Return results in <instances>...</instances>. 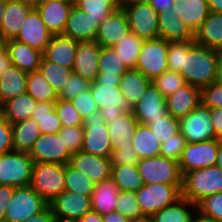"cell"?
Returning <instances> with one entry per match:
<instances>
[{
	"instance_id": "6da1fadb",
	"label": "cell",
	"mask_w": 222,
	"mask_h": 222,
	"mask_svg": "<svg viewBox=\"0 0 222 222\" xmlns=\"http://www.w3.org/2000/svg\"><path fill=\"white\" fill-rule=\"evenodd\" d=\"M222 53L194 43L188 53H184V67L179 72L186 84L203 89L219 80Z\"/></svg>"
},
{
	"instance_id": "7a4b0ae2",
	"label": "cell",
	"mask_w": 222,
	"mask_h": 222,
	"mask_svg": "<svg viewBox=\"0 0 222 222\" xmlns=\"http://www.w3.org/2000/svg\"><path fill=\"white\" fill-rule=\"evenodd\" d=\"M218 192H222V170L216 165L189 171L182 177L181 197L195 205Z\"/></svg>"
},
{
	"instance_id": "3957f363",
	"label": "cell",
	"mask_w": 222,
	"mask_h": 222,
	"mask_svg": "<svg viewBox=\"0 0 222 222\" xmlns=\"http://www.w3.org/2000/svg\"><path fill=\"white\" fill-rule=\"evenodd\" d=\"M182 185L163 183L144 185L135 194L142 214L150 218L166 206L174 204L181 198Z\"/></svg>"
},
{
	"instance_id": "277c9868",
	"label": "cell",
	"mask_w": 222,
	"mask_h": 222,
	"mask_svg": "<svg viewBox=\"0 0 222 222\" xmlns=\"http://www.w3.org/2000/svg\"><path fill=\"white\" fill-rule=\"evenodd\" d=\"M64 165L34 163L30 186L49 204L64 191Z\"/></svg>"
},
{
	"instance_id": "5b68a950",
	"label": "cell",
	"mask_w": 222,
	"mask_h": 222,
	"mask_svg": "<svg viewBox=\"0 0 222 222\" xmlns=\"http://www.w3.org/2000/svg\"><path fill=\"white\" fill-rule=\"evenodd\" d=\"M34 160L29 153L12 151L0 154V185H30Z\"/></svg>"
},
{
	"instance_id": "8992f818",
	"label": "cell",
	"mask_w": 222,
	"mask_h": 222,
	"mask_svg": "<svg viewBox=\"0 0 222 222\" xmlns=\"http://www.w3.org/2000/svg\"><path fill=\"white\" fill-rule=\"evenodd\" d=\"M137 166L144 185H182L183 176L179 164L173 159L163 156L140 159Z\"/></svg>"
},
{
	"instance_id": "52a82bcc",
	"label": "cell",
	"mask_w": 222,
	"mask_h": 222,
	"mask_svg": "<svg viewBox=\"0 0 222 222\" xmlns=\"http://www.w3.org/2000/svg\"><path fill=\"white\" fill-rule=\"evenodd\" d=\"M130 32L143 40L159 38L158 13L148 1L133 2L122 6Z\"/></svg>"
},
{
	"instance_id": "ba28073f",
	"label": "cell",
	"mask_w": 222,
	"mask_h": 222,
	"mask_svg": "<svg viewBox=\"0 0 222 222\" xmlns=\"http://www.w3.org/2000/svg\"><path fill=\"white\" fill-rule=\"evenodd\" d=\"M48 205L30 185L16 187L7 205L4 222H23Z\"/></svg>"
},
{
	"instance_id": "9c48e42d",
	"label": "cell",
	"mask_w": 222,
	"mask_h": 222,
	"mask_svg": "<svg viewBox=\"0 0 222 222\" xmlns=\"http://www.w3.org/2000/svg\"><path fill=\"white\" fill-rule=\"evenodd\" d=\"M83 145L81 151L110 158L112 144L100 110L83 119Z\"/></svg>"
},
{
	"instance_id": "30bf717a",
	"label": "cell",
	"mask_w": 222,
	"mask_h": 222,
	"mask_svg": "<svg viewBox=\"0 0 222 222\" xmlns=\"http://www.w3.org/2000/svg\"><path fill=\"white\" fill-rule=\"evenodd\" d=\"M90 90L106 124L123 113H132L133 106L122 95L119 87L93 82L90 84Z\"/></svg>"
},
{
	"instance_id": "8fae6325",
	"label": "cell",
	"mask_w": 222,
	"mask_h": 222,
	"mask_svg": "<svg viewBox=\"0 0 222 222\" xmlns=\"http://www.w3.org/2000/svg\"><path fill=\"white\" fill-rule=\"evenodd\" d=\"M179 130L187 143H199L217 139L211 120L210 108L201 103L179 119Z\"/></svg>"
},
{
	"instance_id": "7c38bea8",
	"label": "cell",
	"mask_w": 222,
	"mask_h": 222,
	"mask_svg": "<svg viewBox=\"0 0 222 222\" xmlns=\"http://www.w3.org/2000/svg\"><path fill=\"white\" fill-rule=\"evenodd\" d=\"M168 41L163 38L144 40L135 69L153 80L168 70Z\"/></svg>"
},
{
	"instance_id": "4fadbf2b",
	"label": "cell",
	"mask_w": 222,
	"mask_h": 222,
	"mask_svg": "<svg viewBox=\"0 0 222 222\" xmlns=\"http://www.w3.org/2000/svg\"><path fill=\"white\" fill-rule=\"evenodd\" d=\"M221 143L219 139L186 143L178 161L182 176L189 171L215 165Z\"/></svg>"
},
{
	"instance_id": "5bb4252c",
	"label": "cell",
	"mask_w": 222,
	"mask_h": 222,
	"mask_svg": "<svg viewBox=\"0 0 222 222\" xmlns=\"http://www.w3.org/2000/svg\"><path fill=\"white\" fill-rule=\"evenodd\" d=\"M29 155L34 163H58L62 165L68 164L72 156L59 133L40 134Z\"/></svg>"
},
{
	"instance_id": "9a60e30c",
	"label": "cell",
	"mask_w": 222,
	"mask_h": 222,
	"mask_svg": "<svg viewBox=\"0 0 222 222\" xmlns=\"http://www.w3.org/2000/svg\"><path fill=\"white\" fill-rule=\"evenodd\" d=\"M132 113L139 124L148 126L152 120L161 119L168 113L166 98L151 83L139 102L133 106Z\"/></svg>"
},
{
	"instance_id": "2e32d148",
	"label": "cell",
	"mask_w": 222,
	"mask_h": 222,
	"mask_svg": "<svg viewBox=\"0 0 222 222\" xmlns=\"http://www.w3.org/2000/svg\"><path fill=\"white\" fill-rule=\"evenodd\" d=\"M49 205L55 218L79 220L92 210L91 197L70 191L61 192Z\"/></svg>"
},
{
	"instance_id": "e0dca14e",
	"label": "cell",
	"mask_w": 222,
	"mask_h": 222,
	"mask_svg": "<svg viewBox=\"0 0 222 222\" xmlns=\"http://www.w3.org/2000/svg\"><path fill=\"white\" fill-rule=\"evenodd\" d=\"M52 36L53 34L48 30L34 7L24 20L23 26L14 40L43 52L50 43Z\"/></svg>"
},
{
	"instance_id": "ac0fdd59",
	"label": "cell",
	"mask_w": 222,
	"mask_h": 222,
	"mask_svg": "<svg viewBox=\"0 0 222 222\" xmlns=\"http://www.w3.org/2000/svg\"><path fill=\"white\" fill-rule=\"evenodd\" d=\"M69 164L85 174L94 184L111 177L110 158L78 151L72 154Z\"/></svg>"
},
{
	"instance_id": "d6986e66",
	"label": "cell",
	"mask_w": 222,
	"mask_h": 222,
	"mask_svg": "<svg viewBox=\"0 0 222 222\" xmlns=\"http://www.w3.org/2000/svg\"><path fill=\"white\" fill-rule=\"evenodd\" d=\"M130 33L124 9L120 6L100 23L95 41L100 46L112 47Z\"/></svg>"
},
{
	"instance_id": "ffe728a7",
	"label": "cell",
	"mask_w": 222,
	"mask_h": 222,
	"mask_svg": "<svg viewBox=\"0 0 222 222\" xmlns=\"http://www.w3.org/2000/svg\"><path fill=\"white\" fill-rule=\"evenodd\" d=\"M101 46L96 41L78 42L73 73L90 83L95 82L99 74L98 59Z\"/></svg>"
},
{
	"instance_id": "44dd1931",
	"label": "cell",
	"mask_w": 222,
	"mask_h": 222,
	"mask_svg": "<svg viewBox=\"0 0 222 222\" xmlns=\"http://www.w3.org/2000/svg\"><path fill=\"white\" fill-rule=\"evenodd\" d=\"M75 2L36 1L34 7L53 35L63 34L67 19Z\"/></svg>"
},
{
	"instance_id": "7402d4cb",
	"label": "cell",
	"mask_w": 222,
	"mask_h": 222,
	"mask_svg": "<svg viewBox=\"0 0 222 222\" xmlns=\"http://www.w3.org/2000/svg\"><path fill=\"white\" fill-rule=\"evenodd\" d=\"M98 27V20L73 5L63 35L77 42L95 41Z\"/></svg>"
},
{
	"instance_id": "603a6c76",
	"label": "cell",
	"mask_w": 222,
	"mask_h": 222,
	"mask_svg": "<svg viewBox=\"0 0 222 222\" xmlns=\"http://www.w3.org/2000/svg\"><path fill=\"white\" fill-rule=\"evenodd\" d=\"M34 8V3L27 0H7L0 31L7 40L15 39L24 20Z\"/></svg>"
},
{
	"instance_id": "cb8c5ba5",
	"label": "cell",
	"mask_w": 222,
	"mask_h": 222,
	"mask_svg": "<svg viewBox=\"0 0 222 222\" xmlns=\"http://www.w3.org/2000/svg\"><path fill=\"white\" fill-rule=\"evenodd\" d=\"M78 42L63 34L53 35L50 43L42 52L46 61L73 69Z\"/></svg>"
},
{
	"instance_id": "d4e9b609",
	"label": "cell",
	"mask_w": 222,
	"mask_h": 222,
	"mask_svg": "<svg viewBox=\"0 0 222 222\" xmlns=\"http://www.w3.org/2000/svg\"><path fill=\"white\" fill-rule=\"evenodd\" d=\"M200 103V89L189 84H185L166 97L167 111L171 116L177 119L187 115Z\"/></svg>"
},
{
	"instance_id": "484cf974",
	"label": "cell",
	"mask_w": 222,
	"mask_h": 222,
	"mask_svg": "<svg viewBox=\"0 0 222 222\" xmlns=\"http://www.w3.org/2000/svg\"><path fill=\"white\" fill-rule=\"evenodd\" d=\"M173 10L189 29L195 33L208 17L210 9L207 0H175Z\"/></svg>"
},
{
	"instance_id": "4316f807",
	"label": "cell",
	"mask_w": 222,
	"mask_h": 222,
	"mask_svg": "<svg viewBox=\"0 0 222 222\" xmlns=\"http://www.w3.org/2000/svg\"><path fill=\"white\" fill-rule=\"evenodd\" d=\"M138 124L139 122L136 120L133 113H123L121 116L107 123L106 126L109 132L112 149L132 146V137Z\"/></svg>"
},
{
	"instance_id": "83f0119b",
	"label": "cell",
	"mask_w": 222,
	"mask_h": 222,
	"mask_svg": "<svg viewBox=\"0 0 222 222\" xmlns=\"http://www.w3.org/2000/svg\"><path fill=\"white\" fill-rule=\"evenodd\" d=\"M7 50L9 52L12 65L27 73L39 69L42 52L36 48L18 42L14 39L7 41Z\"/></svg>"
},
{
	"instance_id": "f1b7e54d",
	"label": "cell",
	"mask_w": 222,
	"mask_h": 222,
	"mask_svg": "<svg viewBox=\"0 0 222 222\" xmlns=\"http://www.w3.org/2000/svg\"><path fill=\"white\" fill-rule=\"evenodd\" d=\"M159 38L168 42L194 39V33L175 15L173 9L158 13Z\"/></svg>"
},
{
	"instance_id": "f546056e",
	"label": "cell",
	"mask_w": 222,
	"mask_h": 222,
	"mask_svg": "<svg viewBox=\"0 0 222 222\" xmlns=\"http://www.w3.org/2000/svg\"><path fill=\"white\" fill-rule=\"evenodd\" d=\"M196 43L222 53V13L210 11L200 28L194 33Z\"/></svg>"
},
{
	"instance_id": "4dcf8cb0",
	"label": "cell",
	"mask_w": 222,
	"mask_h": 222,
	"mask_svg": "<svg viewBox=\"0 0 222 222\" xmlns=\"http://www.w3.org/2000/svg\"><path fill=\"white\" fill-rule=\"evenodd\" d=\"M114 180L110 177L94 185L91 198L92 210L101 216L116 210V197L119 194Z\"/></svg>"
},
{
	"instance_id": "1f68e13d",
	"label": "cell",
	"mask_w": 222,
	"mask_h": 222,
	"mask_svg": "<svg viewBox=\"0 0 222 222\" xmlns=\"http://www.w3.org/2000/svg\"><path fill=\"white\" fill-rule=\"evenodd\" d=\"M27 75L14 65L0 75L1 106L7 100L27 92Z\"/></svg>"
},
{
	"instance_id": "d6a6232c",
	"label": "cell",
	"mask_w": 222,
	"mask_h": 222,
	"mask_svg": "<svg viewBox=\"0 0 222 222\" xmlns=\"http://www.w3.org/2000/svg\"><path fill=\"white\" fill-rule=\"evenodd\" d=\"M152 80L136 69H128L121 77L119 89L134 106L139 102Z\"/></svg>"
},
{
	"instance_id": "836d02e7",
	"label": "cell",
	"mask_w": 222,
	"mask_h": 222,
	"mask_svg": "<svg viewBox=\"0 0 222 222\" xmlns=\"http://www.w3.org/2000/svg\"><path fill=\"white\" fill-rule=\"evenodd\" d=\"M37 106V101L27 92L12 99L7 100L1 106L5 117L10 124L31 119L33 110Z\"/></svg>"
},
{
	"instance_id": "e575fe53",
	"label": "cell",
	"mask_w": 222,
	"mask_h": 222,
	"mask_svg": "<svg viewBox=\"0 0 222 222\" xmlns=\"http://www.w3.org/2000/svg\"><path fill=\"white\" fill-rule=\"evenodd\" d=\"M14 151L29 153L41 131L34 119L11 124Z\"/></svg>"
},
{
	"instance_id": "d590c367",
	"label": "cell",
	"mask_w": 222,
	"mask_h": 222,
	"mask_svg": "<svg viewBox=\"0 0 222 222\" xmlns=\"http://www.w3.org/2000/svg\"><path fill=\"white\" fill-rule=\"evenodd\" d=\"M132 147L140 159L158 157L160 156L161 142L148 126L138 124L132 137Z\"/></svg>"
},
{
	"instance_id": "8d00e7d4",
	"label": "cell",
	"mask_w": 222,
	"mask_h": 222,
	"mask_svg": "<svg viewBox=\"0 0 222 222\" xmlns=\"http://www.w3.org/2000/svg\"><path fill=\"white\" fill-rule=\"evenodd\" d=\"M189 208L197 210L195 209L197 208V205L193 204L186 198L181 197L174 204L166 206L153 214L150 219L153 222H192L193 215Z\"/></svg>"
},
{
	"instance_id": "74e56055",
	"label": "cell",
	"mask_w": 222,
	"mask_h": 222,
	"mask_svg": "<svg viewBox=\"0 0 222 222\" xmlns=\"http://www.w3.org/2000/svg\"><path fill=\"white\" fill-rule=\"evenodd\" d=\"M31 119L38 122L41 134L58 133L62 128L61 121L55 110V102H37Z\"/></svg>"
},
{
	"instance_id": "f35d334b",
	"label": "cell",
	"mask_w": 222,
	"mask_h": 222,
	"mask_svg": "<svg viewBox=\"0 0 222 222\" xmlns=\"http://www.w3.org/2000/svg\"><path fill=\"white\" fill-rule=\"evenodd\" d=\"M111 178L118 189L124 192H136L144 186L137 165H119L111 167Z\"/></svg>"
},
{
	"instance_id": "ab89813d",
	"label": "cell",
	"mask_w": 222,
	"mask_h": 222,
	"mask_svg": "<svg viewBox=\"0 0 222 222\" xmlns=\"http://www.w3.org/2000/svg\"><path fill=\"white\" fill-rule=\"evenodd\" d=\"M27 93L37 102H56L58 100L57 92L49 85L39 70L28 73Z\"/></svg>"
},
{
	"instance_id": "60d3db41",
	"label": "cell",
	"mask_w": 222,
	"mask_h": 222,
	"mask_svg": "<svg viewBox=\"0 0 222 222\" xmlns=\"http://www.w3.org/2000/svg\"><path fill=\"white\" fill-rule=\"evenodd\" d=\"M144 40L130 32L112 48L128 69H135Z\"/></svg>"
},
{
	"instance_id": "b9f144b4",
	"label": "cell",
	"mask_w": 222,
	"mask_h": 222,
	"mask_svg": "<svg viewBox=\"0 0 222 222\" xmlns=\"http://www.w3.org/2000/svg\"><path fill=\"white\" fill-rule=\"evenodd\" d=\"M38 70L57 94L73 74L72 69L63 67L51 61H46L43 57Z\"/></svg>"
},
{
	"instance_id": "7bdbcfd3",
	"label": "cell",
	"mask_w": 222,
	"mask_h": 222,
	"mask_svg": "<svg viewBox=\"0 0 222 222\" xmlns=\"http://www.w3.org/2000/svg\"><path fill=\"white\" fill-rule=\"evenodd\" d=\"M64 190L74 192L77 194H82L92 198L94 191V183L89 180V178L74 169L69 163L64 165Z\"/></svg>"
},
{
	"instance_id": "ee69618b",
	"label": "cell",
	"mask_w": 222,
	"mask_h": 222,
	"mask_svg": "<svg viewBox=\"0 0 222 222\" xmlns=\"http://www.w3.org/2000/svg\"><path fill=\"white\" fill-rule=\"evenodd\" d=\"M74 5L98 20V25L120 7L118 0H75Z\"/></svg>"
},
{
	"instance_id": "f6af8a7d",
	"label": "cell",
	"mask_w": 222,
	"mask_h": 222,
	"mask_svg": "<svg viewBox=\"0 0 222 222\" xmlns=\"http://www.w3.org/2000/svg\"><path fill=\"white\" fill-rule=\"evenodd\" d=\"M98 68L99 73H106V75H123L128 70L117 52L112 47L105 46H101Z\"/></svg>"
},
{
	"instance_id": "bcb514c9",
	"label": "cell",
	"mask_w": 222,
	"mask_h": 222,
	"mask_svg": "<svg viewBox=\"0 0 222 222\" xmlns=\"http://www.w3.org/2000/svg\"><path fill=\"white\" fill-rule=\"evenodd\" d=\"M116 210L132 222L146 218L142 214L135 192L120 191L116 197Z\"/></svg>"
},
{
	"instance_id": "7dc6e473",
	"label": "cell",
	"mask_w": 222,
	"mask_h": 222,
	"mask_svg": "<svg viewBox=\"0 0 222 222\" xmlns=\"http://www.w3.org/2000/svg\"><path fill=\"white\" fill-rule=\"evenodd\" d=\"M194 39L168 42L167 66L168 70L180 72L184 67V53H188Z\"/></svg>"
},
{
	"instance_id": "c3c4849f",
	"label": "cell",
	"mask_w": 222,
	"mask_h": 222,
	"mask_svg": "<svg viewBox=\"0 0 222 222\" xmlns=\"http://www.w3.org/2000/svg\"><path fill=\"white\" fill-rule=\"evenodd\" d=\"M148 127L161 143L173 138V135L180 131L179 119L174 118L169 113L161 119L152 120Z\"/></svg>"
},
{
	"instance_id": "681fc988",
	"label": "cell",
	"mask_w": 222,
	"mask_h": 222,
	"mask_svg": "<svg viewBox=\"0 0 222 222\" xmlns=\"http://www.w3.org/2000/svg\"><path fill=\"white\" fill-rule=\"evenodd\" d=\"M152 83L165 98L186 84L184 77L179 72L170 70L154 78Z\"/></svg>"
},
{
	"instance_id": "f907efd6",
	"label": "cell",
	"mask_w": 222,
	"mask_h": 222,
	"mask_svg": "<svg viewBox=\"0 0 222 222\" xmlns=\"http://www.w3.org/2000/svg\"><path fill=\"white\" fill-rule=\"evenodd\" d=\"M55 110L61 121L62 127L83 125L82 117L70 100L58 99L55 102Z\"/></svg>"
},
{
	"instance_id": "816d5d0a",
	"label": "cell",
	"mask_w": 222,
	"mask_h": 222,
	"mask_svg": "<svg viewBox=\"0 0 222 222\" xmlns=\"http://www.w3.org/2000/svg\"><path fill=\"white\" fill-rule=\"evenodd\" d=\"M196 212L222 222V192L205 197L197 204Z\"/></svg>"
},
{
	"instance_id": "f5cc1de1",
	"label": "cell",
	"mask_w": 222,
	"mask_h": 222,
	"mask_svg": "<svg viewBox=\"0 0 222 222\" xmlns=\"http://www.w3.org/2000/svg\"><path fill=\"white\" fill-rule=\"evenodd\" d=\"M58 133L71 154L81 151L84 134L82 125L62 127Z\"/></svg>"
},
{
	"instance_id": "db71d44e",
	"label": "cell",
	"mask_w": 222,
	"mask_h": 222,
	"mask_svg": "<svg viewBox=\"0 0 222 222\" xmlns=\"http://www.w3.org/2000/svg\"><path fill=\"white\" fill-rule=\"evenodd\" d=\"M90 84L91 83L89 81L73 73L71 77L67 80L65 86L58 93V99L71 100L73 97L80 94L81 92L89 90Z\"/></svg>"
},
{
	"instance_id": "11a10c76",
	"label": "cell",
	"mask_w": 222,
	"mask_h": 222,
	"mask_svg": "<svg viewBox=\"0 0 222 222\" xmlns=\"http://www.w3.org/2000/svg\"><path fill=\"white\" fill-rule=\"evenodd\" d=\"M201 104L209 108H222V81L219 79L200 90Z\"/></svg>"
},
{
	"instance_id": "9f6ffc18",
	"label": "cell",
	"mask_w": 222,
	"mask_h": 222,
	"mask_svg": "<svg viewBox=\"0 0 222 222\" xmlns=\"http://www.w3.org/2000/svg\"><path fill=\"white\" fill-rule=\"evenodd\" d=\"M186 143L185 137L179 131L173 135V138L161 143L160 156L167 157L178 162Z\"/></svg>"
},
{
	"instance_id": "6f0895ef",
	"label": "cell",
	"mask_w": 222,
	"mask_h": 222,
	"mask_svg": "<svg viewBox=\"0 0 222 222\" xmlns=\"http://www.w3.org/2000/svg\"><path fill=\"white\" fill-rule=\"evenodd\" d=\"M82 119L99 110L97 103L92 97L91 90L83 91L70 100Z\"/></svg>"
},
{
	"instance_id": "680465c9",
	"label": "cell",
	"mask_w": 222,
	"mask_h": 222,
	"mask_svg": "<svg viewBox=\"0 0 222 222\" xmlns=\"http://www.w3.org/2000/svg\"><path fill=\"white\" fill-rule=\"evenodd\" d=\"M139 161L140 158L132 146H124L118 149H112L110 155L111 167L119 165H137Z\"/></svg>"
},
{
	"instance_id": "91938a15",
	"label": "cell",
	"mask_w": 222,
	"mask_h": 222,
	"mask_svg": "<svg viewBox=\"0 0 222 222\" xmlns=\"http://www.w3.org/2000/svg\"><path fill=\"white\" fill-rule=\"evenodd\" d=\"M14 151L12 125L0 109V154Z\"/></svg>"
},
{
	"instance_id": "94428289",
	"label": "cell",
	"mask_w": 222,
	"mask_h": 222,
	"mask_svg": "<svg viewBox=\"0 0 222 222\" xmlns=\"http://www.w3.org/2000/svg\"><path fill=\"white\" fill-rule=\"evenodd\" d=\"M16 187L8 185H0V222H4L7 205L12 198Z\"/></svg>"
},
{
	"instance_id": "6125c7cd",
	"label": "cell",
	"mask_w": 222,
	"mask_h": 222,
	"mask_svg": "<svg viewBox=\"0 0 222 222\" xmlns=\"http://www.w3.org/2000/svg\"><path fill=\"white\" fill-rule=\"evenodd\" d=\"M210 115L216 138L222 140V108H210Z\"/></svg>"
},
{
	"instance_id": "be15d7a7",
	"label": "cell",
	"mask_w": 222,
	"mask_h": 222,
	"mask_svg": "<svg viewBox=\"0 0 222 222\" xmlns=\"http://www.w3.org/2000/svg\"><path fill=\"white\" fill-rule=\"evenodd\" d=\"M54 220L55 216L53 214V210L51 206L48 205L44 210L35 215H32L23 222H54Z\"/></svg>"
},
{
	"instance_id": "e7e4bbea",
	"label": "cell",
	"mask_w": 222,
	"mask_h": 222,
	"mask_svg": "<svg viewBox=\"0 0 222 222\" xmlns=\"http://www.w3.org/2000/svg\"><path fill=\"white\" fill-rule=\"evenodd\" d=\"M122 75H106V73H99L95 82L100 85H114L119 87Z\"/></svg>"
},
{
	"instance_id": "03108f58",
	"label": "cell",
	"mask_w": 222,
	"mask_h": 222,
	"mask_svg": "<svg viewBox=\"0 0 222 222\" xmlns=\"http://www.w3.org/2000/svg\"><path fill=\"white\" fill-rule=\"evenodd\" d=\"M157 13H167L169 9H173L175 0H147Z\"/></svg>"
},
{
	"instance_id": "003e7915",
	"label": "cell",
	"mask_w": 222,
	"mask_h": 222,
	"mask_svg": "<svg viewBox=\"0 0 222 222\" xmlns=\"http://www.w3.org/2000/svg\"><path fill=\"white\" fill-rule=\"evenodd\" d=\"M104 222H132L117 210L102 216Z\"/></svg>"
},
{
	"instance_id": "a7ac6f4b",
	"label": "cell",
	"mask_w": 222,
	"mask_h": 222,
	"mask_svg": "<svg viewBox=\"0 0 222 222\" xmlns=\"http://www.w3.org/2000/svg\"><path fill=\"white\" fill-rule=\"evenodd\" d=\"M11 65L12 61L6 48L0 52V75L3 74Z\"/></svg>"
},
{
	"instance_id": "89a4df30",
	"label": "cell",
	"mask_w": 222,
	"mask_h": 222,
	"mask_svg": "<svg viewBox=\"0 0 222 222\" xmlns=\"http://www.w3.org/2000/svg\"><path fill=\"white\" fill-rule=\"evenodd\" d=\"M79 222H104L103 217L93 210L87 212L82 218L78 220Z\"/></svg>"
},
{
	"instance_id": "2644e50d",
	"label": "cell",
	"mask_w": 222,
	"mask_h": 222,
	"mask_svg": "<svg viewBox=\"0 0 222 222\" xmlns=\"http://www.w3.org/2000/svg\"><path fill=\"white\" fill-rule=\"evenodd\" d=\"M210 11L222 13V0H207Z\"/></svg>"
},
{
	"instance_id": "8c879c8a",
	"label": "cell",
	"mask_w": 222,
	"mask_h": 222,
	"mask_svg": "<svg viewBox=\"0 0 222 222\" xmlns=\"http://www.w3.org/2000/svg\"><path fill=\"white\" fill-rule=\"evenodd\" d=\"M195 215H193V217H192V222H218L213 218H209V217L202 215L200 212H197V214H195Z\"/></svg>"
},
{
	"instance_id": "753ad0ef",
	"label": "cell",
	"mask_w": 222,
	"mask_h": 222,
	"mask_svg": "<svg viewBox=\"0 0 222 222\" xmlns=\"http://www.w3.org/2000/svg\"><path fill=\"white\" fill-rule=\"evenodd\" d=\"M215 165L222 170V143L219 146V151L217 154V159Z\"/></svg>"
},
{
	"instance_id": "34e18365",
	"label": "cell",
	"mask_w": 222,
	"mask_h": 222,
	"mask_svg": "<svg viewBox=\"0 0 222 222\" xmlns=\"http://www.w3.org/2000/svg\"><path fill=\"white\" fill-rule=\"evenodd\" d=\"M6 5H7V0H0V27H1Z\"/></svg>"
},
{
	"instance_id": "11e5206c",
	"label": "cell",
	"mask_w": 222,
	"mask_h": 222,
	"mask_svg": "<svg viewBox=\"0 0 222 222\" xmlns=\"http://www.w3.org/2000/svg\"><path fill=\"white\" fill-rule=\"evenodd\" d=\"M7 39L3 36L0 31V52L7 48Z\"/></svg>"
},
{
	"instance_id": "2a66077c",
	"label": "cell",
	"mask_w": 222,
	"mask_h": 222,
	"mask_svg": "<svg viewBox=\"0 0 222 222\" xmlns=\"http://www.w3.org/2000/svg\"><path fill=\"white\" fill-rule=\"evenodd\" d=\"M139 1H147V0H118L119 5L122 7L125 4H130L133 2H139Z\"/></svg>"
},
{
	"instance_id": "b9fcfbb0",
	"label": "cell",
	"mask_w": 222,
	"mask_h": 222,
	"mask_svg": "<svg viewBox=\"0 0 222 222\" xmlns=\"http://www.w3.org/2000/svg\"><path fill=\"white\" fill-rule=\"evenodd\" d=\"M54 222H79L78 220H72V219H58L55 218Z\"/></svg>"
},
{
	"instance_id": "09005b40",
	"label": "cell",
	"mask_w": 222,
	"mask_h": 222,
	"mask_svg": "<svg viewBox=\"0 0 222 222\" xmlns=\"http://www.w3.org/2000/svg\"><path fill=\"white\" fill-rule=\"evenodd\" d=\"M36 1H60V2H75V0H36Z\"/></svg>"
},
{
	"instance_id": "979ff035",
	"label": "cell",
	"mask_w": 222,
	"mask_h": 222,
	"mask_svg": "<svg viewBox=\"0 0 222 222\" xmlns=\"http://www.w3.org/2000/svg\"><path fill=\"white\" fill-rule=\"evenodd\" d=\"M219 79L222 81V55H221V60H220V76Z\"/></svg>"
},
{
	"instance_id": "deb4b68c",
	"label": "cell",
	"mask_w": 222,
	"mask_h": 222,
	"mask_svg": "<svg viewBox=\"0 0 222 222\" xmlns=\"http://www.w3.org/2000/svg\"><path fill=\"white\" fill-rule=\"evenodd\" d=\"M136 222H153L150 218H144V219H141V220H138Z\"/></svg>"
},
{
	"instance_id": "67dfc351",
	"label": "cell",
	"mask_w": 222,
	"mask_h": 222,
	"mask_svg": "<svg viewBox=\"0 0 222 222\" xmlns=\"http://www.w3.org/2000/svg\"><path fill=\"white\" fill-rule=\"evenodd\" d=\"M27 1H30V2H33V3H35V2H36V0H27Z\"/></svg>"
}]
</instances>
